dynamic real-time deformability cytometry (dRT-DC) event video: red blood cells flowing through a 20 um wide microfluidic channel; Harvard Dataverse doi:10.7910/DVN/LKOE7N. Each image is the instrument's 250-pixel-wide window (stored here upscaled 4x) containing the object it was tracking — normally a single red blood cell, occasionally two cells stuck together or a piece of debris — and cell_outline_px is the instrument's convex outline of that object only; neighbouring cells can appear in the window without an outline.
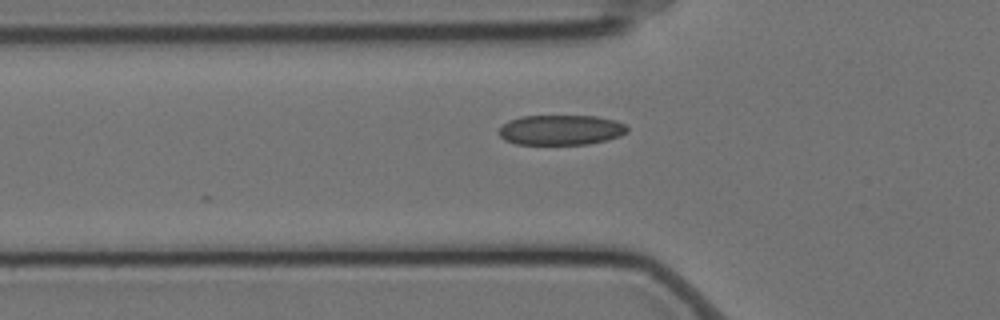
{"species": "Egyptian fruit bat (a non-hibernating species)", "species_latin": "Rousettus aegyptiacus", "temperature_condition": "cold", "stored_images_in_passage": 7, "camera_frame_rate_fps": 3000, "um_per_image_px": 0.085, "animal": {"sex": "female"}, "frame": {"image": 1, "passage_image": 3, "time_ms": 0.667, "image_size_px": [1000, 320], "cell_outline_px": [[628, 132], [620, 136], [588, 144], [516, 144], [504, 140], [500, 136], [500, 128], [508, 120], [520, 116], [596, 116], [616, 120], [628, 124]], "centroid_in_image_um": [47.7, 11.04], "position_along_channel_um": 78.1, "area_um2": 22.6}}
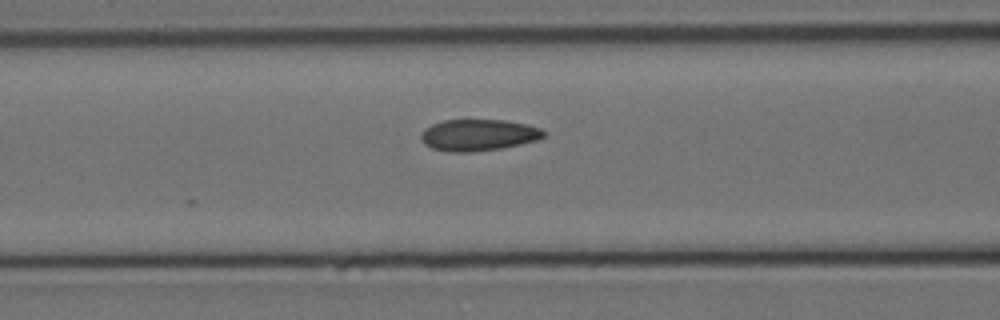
{"frame": {"image": 2, "passage_image": 7, "time_ms": 2.0, "image_size_px": [1000, 320], "cell_outline_px": [[548, 132], [544, 136], [536, 140], [520, 144], [500, 148], [472, 152], [448, 152], [432, 148], [424, 144], [420, 140], [420, 136], [424, 128], [432, 124], [444, 120], [504, 120], [528, 124], [540, 128]], "centroid_in_image_um": [40.65, 11.47], "position_along_channel_um": 126.0, "area_um2": 22.66}}